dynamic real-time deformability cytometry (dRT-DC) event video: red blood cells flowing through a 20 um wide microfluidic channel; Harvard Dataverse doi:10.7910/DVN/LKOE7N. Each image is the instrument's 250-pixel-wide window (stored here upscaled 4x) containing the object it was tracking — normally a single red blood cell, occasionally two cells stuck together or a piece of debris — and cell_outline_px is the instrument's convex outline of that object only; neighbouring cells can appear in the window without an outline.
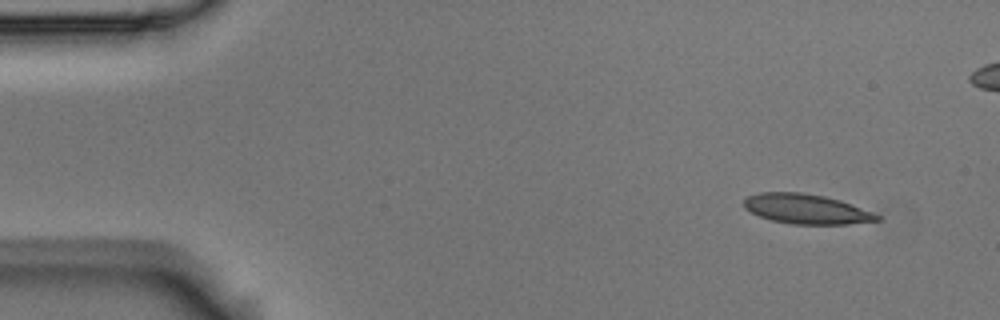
{"species": "Egyptian fruit bat (a non-hibernating species)", "species_latin": "Rousettus aegyptiacus", "temperature_condition": "room temperature", "stored_images_in_passage": 5, "camera_frame_rate_fps": 3000, "um_per_image_px": 0.085, "animal": {"sex": "male"}, "frame": {"image": 1, "passage_image": 1, "time_ms": 0.0, "image_size_px": [1000, 320], "cell_outline_px": [[880, 220], [848, 224], [792, 224], [772, 220], [760, 216], [744, 208], [744, 200], [748, 196], [760, 192], [800, 192], [824, 196], [840, 200], [872, 212], [880, 216]], "centroid_in_image_um": [68.52, 17.76], "position_along_channel_um": 16.5, "area_um2": 22.89}}
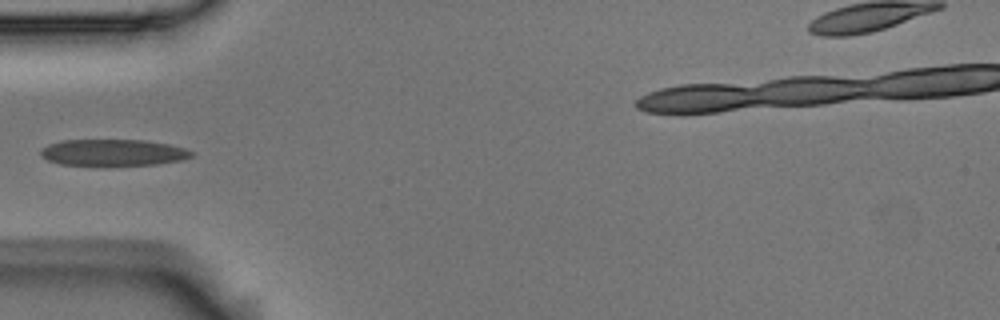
{"frame": {"image": 2, "passage_image": 4, "time_ms": 1.0, "image_size_px": [1000, 320], "cell_outline_px": [[196, 152], [192, 156], [184, 160], [156, 164], [108, 168], [104, 168], [60, 164], [48, 160], [40, 156], [40, 148], [48, 144], [60, 140], [144, 140], [168, 144], [184, 148]], "centroid_in_image_um": [9.58, 13.01], "position_along_channel_um": 75.4, "area_um2": 24.51}}
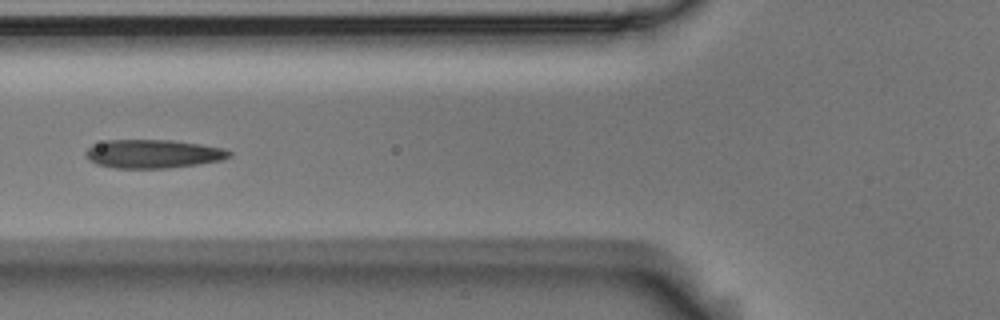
{"frame": {"image": 3, "passage_image": 5, "time_ms": 1.333, "image_size_px": [1000, 320], "cell_outline_px": [[232, 156], [224, 160], [168, 168], [112, 168], [96, 164], [88, 160], [84, 156], [84, 152], [92, 144], [108, 140], [168, 140], [200, 144], [224, 148], [232, 152]], "centroid_in_image_um": [12.98, 13.08], "position_along_channel_um": 112.8, "area_um2": 24.1}}